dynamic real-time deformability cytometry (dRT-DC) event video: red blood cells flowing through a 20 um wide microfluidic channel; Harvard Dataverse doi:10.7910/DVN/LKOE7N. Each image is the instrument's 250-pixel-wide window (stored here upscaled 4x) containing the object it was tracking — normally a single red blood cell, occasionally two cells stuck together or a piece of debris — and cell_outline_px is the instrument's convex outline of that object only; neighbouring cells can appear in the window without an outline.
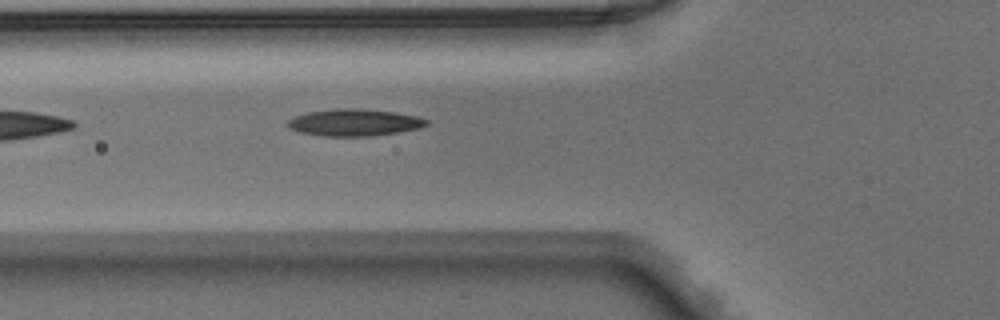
{"species": "Egyptian fruit bat (a non-hibernating species)", "species_latin": "Rousettus aegyptiacus", "temperature_condition": "warm", "stored_images_in_passage": 16, "camera_frame_rate_fps": 3000, "um_per_image_px": 0.085, "animal": {"sex": "male"}, "frame": {"image": 1, "passage_image": 4, "time_ms": 1.0, "image_size_px": [1000, 320], "cell_outline_px": [[428, 124], [420, 128], [396, 132], [368, 136], [324, 136], [300, 132], [288, 128], [288, 120], [296, 116], [308, 112], [336, 108], [360, 108], [396, 112], [416, 116], [428, 120]], "centroid_in_image_um": [30.12, 10.4], "position_along_channel_um": 95.7, "area_um2": 21.68}}
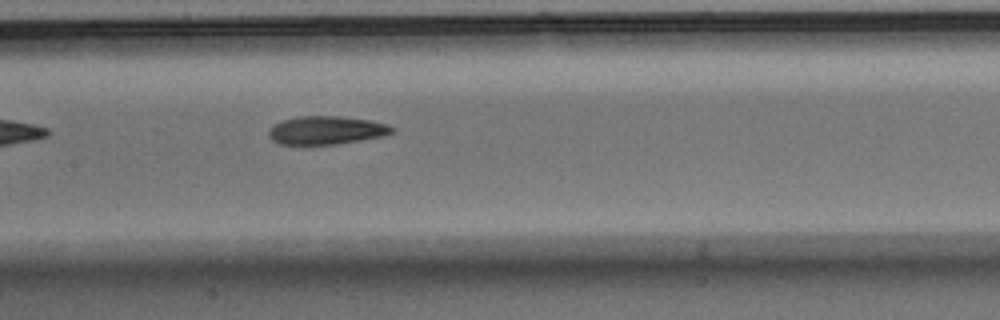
{"frame": {"image": 2, "passage_image": 10, "time_ms": 3.0, "image_size_px": [1000, 320], "cell_outline_px": [[396, 132], [384, 136], [336, 144], [280, 144], [272, 140], [268, 136], [268, 132], [272, 124], [296, 116], [336, 116], [368, 120], [388, 124], [396, 128]], "centroid_in_image_um": [27.75, 11.07], "position_along_channel_um": 179.7, "area_um2": 20.4}}
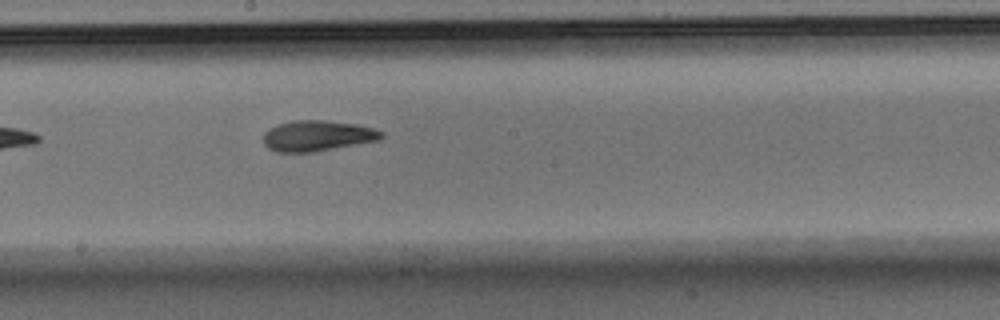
{"frame": {"image": 3, "passage_image": 13, "time_ms": 4.0, "image_size_px": [1000, 320], "cell_outline_px": [[384, 136], [380, 140], [312, 152], [276, 152], [268, 148], [264, 144], [264, 132], [276, 124], [292, 120], [324, 120], [356, 124], [372, 128], [384, 132]], "centroid_in_image_um": [26.97, 11.53], "position_along_channel_um": 221.2, "area_um2": 21.15}}